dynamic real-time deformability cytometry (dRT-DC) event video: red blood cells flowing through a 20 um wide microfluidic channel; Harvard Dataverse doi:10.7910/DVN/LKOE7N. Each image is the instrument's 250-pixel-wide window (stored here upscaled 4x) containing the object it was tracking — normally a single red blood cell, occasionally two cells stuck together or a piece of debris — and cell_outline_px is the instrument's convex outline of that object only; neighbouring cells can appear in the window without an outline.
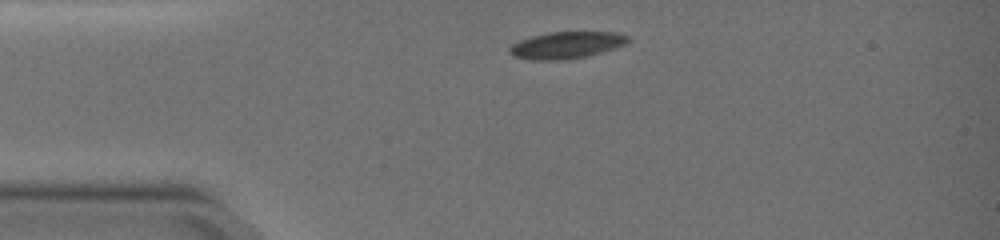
{"species": "common noctule bat (a hibernating species)", "species_latin": "Nyctalus noctula", "temperature_condition": "warm", "stored_images_in_passage": 27, "camera_frame_rate_fps": 3000, "um_per_image_px": 0.085, "animal": {"sex": "female", "body_mass_g": 19.0, "forearm_length_mm": 51.5}, "frame": {"image": 1, "passage_image": 1, "time_ms": 0.0, "image_size_px": [1000, 240], "cell_outline_px": [[628, 40], [624, 44], [600, 52], [584, 56], [560, 60], [540, 60], [512, 56], [508, 52], [508, 48], [512, 44], [520, 40], [532, 36], [548, 32], [616, 32], [628, 36]], "centroid_in_image_um": [48.08, 3.82], "position_along_channel_um": 36.9, "area_um2": 18.15}}
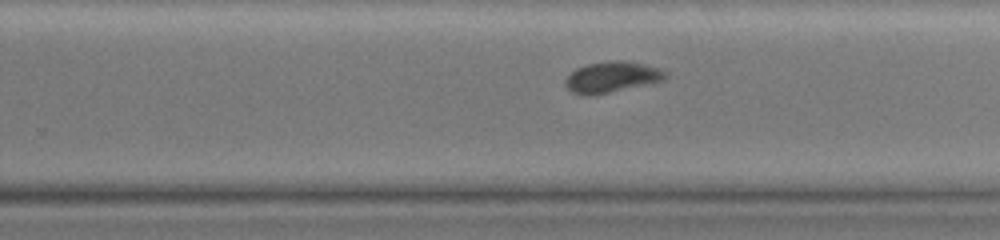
{"frame": {"image": 2, "passage_image": 16, "time_ms": 7.333, "image_size_px": [1000, 240], "cell_outline_px": [[668, 76], [664, 80], [592, 96], [588, 96], [572, 92], [564, 84], [564, 80], [576, 68], [584, 64], [612, 60], [620, 60], [644, 64], [668, 72]], "centroid_in_image_um": [51.98, 6.54], "position_along_channel_um": 277.8, "area_um2": 17.98}}
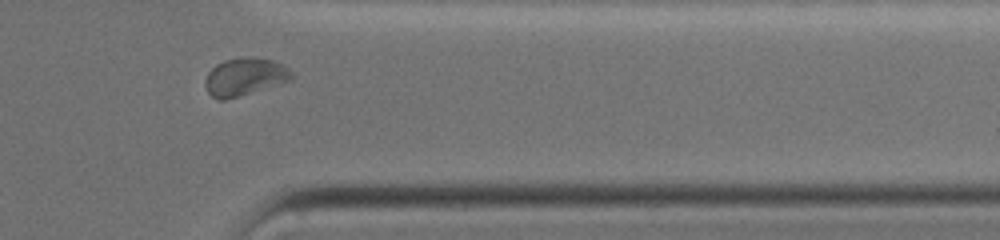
{"frame": {"image": 3, "passage_image": 24, "time_ms": 10.333, "image_size_px": [1000, 240], "cell_outline_px": [[292, 80], [224, 100], [216, 100], [208, 92], [204, 84], [204, 80], [208, 72], [216, 64], [224, 60], [240, 56], [252, 56], [272, 60], [288, 68], [292, 72]], "centroid_in_image_um": [20.76, 6.51], "position_along_channel_um": 390.6, "area_um2": 19.02}, "authors_computed_cell_mechanics": {"area_um2": 18.5538, "velocity_mm_per_s": 3.7491, "shape_relaxation_time_tau1_ms": 2.7595, "shape_relaxation_time_tau2_ms": 4.2436, "deformation_change_tau1": 0.0837, "deformation_change_tau2": 0.071}}